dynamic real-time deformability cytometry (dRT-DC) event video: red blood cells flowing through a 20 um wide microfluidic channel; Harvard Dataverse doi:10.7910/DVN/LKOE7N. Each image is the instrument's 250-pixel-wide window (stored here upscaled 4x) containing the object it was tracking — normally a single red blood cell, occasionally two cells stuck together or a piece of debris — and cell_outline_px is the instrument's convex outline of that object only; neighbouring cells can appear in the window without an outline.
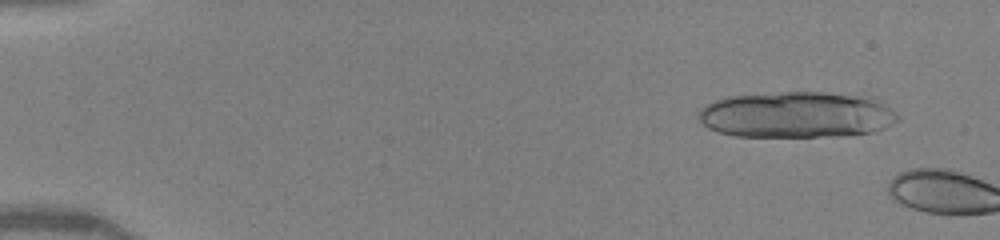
{"species": "human", "species_latin": "Homo sapiens", "temperature_condition": "warm", "stored_images_in_passage": 6, "camera_frame_rate_fps": 3000, "um_per_image_px": 0.085, "donor": {"sex": "female"}, "frame": {"image": 1, "passage_image": 4, "time_ms": 1.0, "image_size_px": [1000, 240], "cell_outline_px": [[900, 120], [884, 128], [872, 132], [840, 136], [736, 136], [716, 132], [700, 124], [696, 116], [700, 108], [712, 100], [724, 96], [784, 92], [824, 92], [876, 96], [896, 112], [900, 116]], "centroid_in_image_um": [67.72, 9.74], "position_along_channel_um": 17.3, "area_um2": 54.68}}